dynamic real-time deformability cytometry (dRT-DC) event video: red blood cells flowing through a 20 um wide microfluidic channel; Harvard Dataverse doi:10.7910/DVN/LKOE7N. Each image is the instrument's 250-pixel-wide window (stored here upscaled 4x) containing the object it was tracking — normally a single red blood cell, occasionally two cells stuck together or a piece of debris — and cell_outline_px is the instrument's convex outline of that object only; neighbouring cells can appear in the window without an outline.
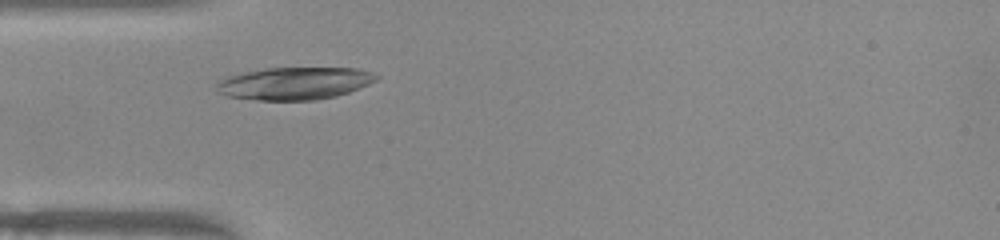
{"species": "common noctule bat (a hibernating species)", "species_latin": "Nyctalus noctula", "temperature_condition": "warm", "stored_images_in_passage": 44, "camera_frame_rate_fps": 3000, "um_per_image_px": 0.085, "animal": {"sex": "female", "body_mass_g": 22.0, "forearm_length_mm": 56.7}, "frame": {"image": 1, "passage_image": 8, "time_ms": 2.333, "image_size_px": [1000, 240], "cell_outline_px": [[380, 76], [376, 80], [368, 84], [348, 92], [336, 96], [316, 100], [256, 100], [228, 96], [220, 92], [216, 88], [216, 84], [220, 80], [228, 76], [244, 72], [264, 68], [356, 68], [372, 72]], "centroid_in_image_um": [25.04, 7.08], "position_along_channel_um": 60.0, "area_um2": 30.11}}
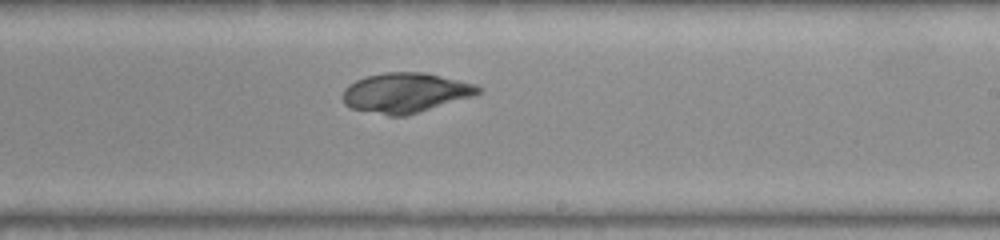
{"frame": {"image": 2, "passage_image": 23, "time_ms": 7.333, "image_size_px": [1000, 240], "cell_outline_px": [[480, 92], [472, 96], [404, 116], [388, 116], [348, 108], [344, 104], [344, 88], [348, 84], [364, 76], [384, 72], [424, 72], [476, 84], [480, 88]], "centroid_in_image_um": [34.4, 7.88], "position_along_channel_um": 254.6, "area_um2": 31.33}}
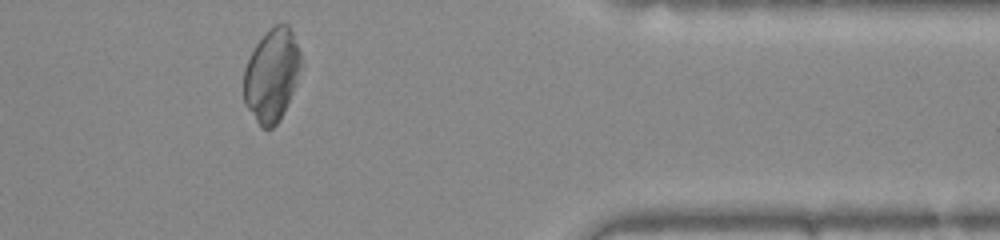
{"frame": {"image": 3, "passage_image": 35, "time_ms": 11.333, "image_size_px": [1000, 240], "cell_outline_px": [[300, 64], [292, 92], [284, 112], [280, 120], [272, 128], [260, 128], [244, 104], [244, 68], [256, 44], [280, 20], [284, 20], [288, 24], [292, 32], [300, 52]], "centroid_in_image_um": [23.07, 6.4], "position_along_channel_um": 388.3, "area_um2": 30.58}}